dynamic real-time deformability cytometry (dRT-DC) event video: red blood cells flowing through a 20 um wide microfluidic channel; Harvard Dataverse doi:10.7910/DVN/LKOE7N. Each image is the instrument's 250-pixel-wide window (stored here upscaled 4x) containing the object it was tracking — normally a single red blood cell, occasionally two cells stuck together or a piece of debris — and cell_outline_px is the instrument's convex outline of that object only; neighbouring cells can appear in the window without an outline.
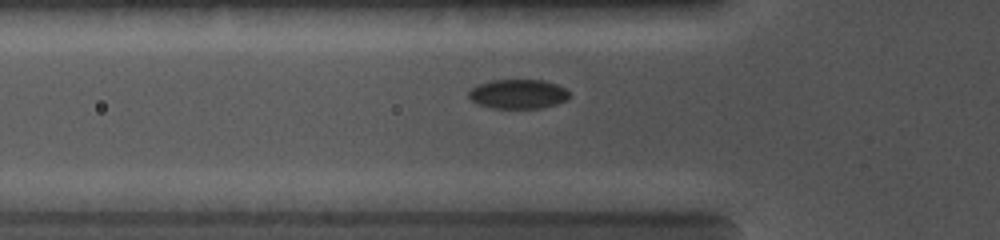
{"species": "common noctule bat (a hibernating species)", "species_latin": "Nyctalus noctula", "temperature_condition": "cold", "stored_images_in_passage": 30, "camera_frame_rate_fps": 5000, "um_per_image_px": 0.085, "animal": {"sex": "female", "body_mass_g": 19.0, "forearm_length_mm": 56.7}, "frame": {"image": 1, "passage_image": 4, "time_ms": 1.2, "image_size_px": [1000, 240], "cell_outline_px": [[572, 96], [568, 100], [556, 104], [540, 108], [492, 108], [480, 104], [472, 100], [468, 96], [468, 92], [472, 88], [480, 84], [492, 80], [544, 80], [556, 84], [564, 88]], "centroid_in_image_um": [44.08, 7.99], "position_along_channel_um": 81.7, "area_um2": 17.17}}
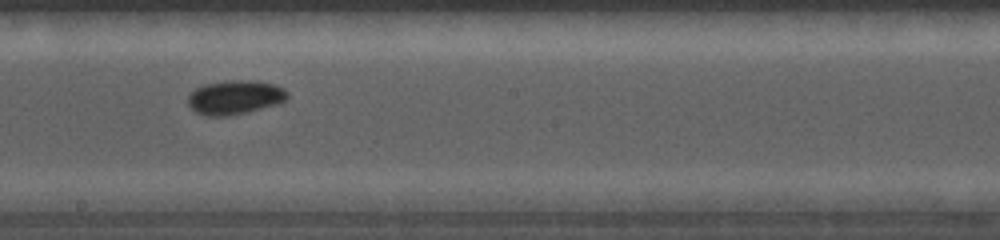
{"frame": {"image": 2, "passage_image": 13, "time_ms": 4.4, "image_size_px": [1000, 240], "cell_outline_px": [[288, 96], [284, 100], [276, 104], [228, 116], [208, 116], [196, 112], [188, 104], [188, 96], [196, 88], [204, 84], [232, 80], [256, 80], [272, 84], [284, 88], [288, 92]], "centroid_in_image_um": [19.96, 8.26], "position_along_channel_um": 228.2, "area_um2": 19.48}}
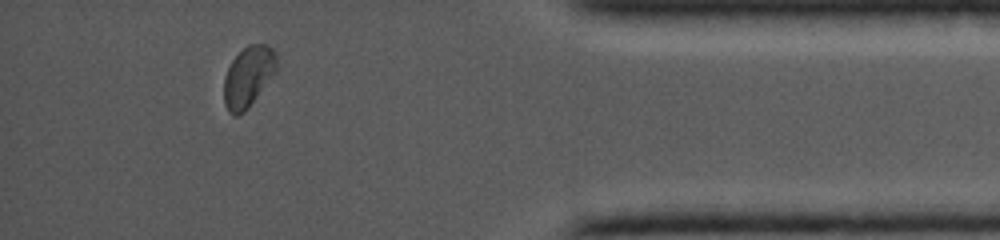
{"frame": {"image": 3, "passage_image": 26, "time_ms": 9.0, "image_size_px": [1000, 240], "cell_outline_px": [[276, 72], [248, 108], [244, 112], [236, 116], [232, 116], [228, 112], [224, 104], [224, 76], [232, 60], [248, 44], [268, 44], [276, 52]], "centroid_in_image_um": [21.09, 6.53], "position_along_channel_um": 414.1, "area_um2": 18.67}}